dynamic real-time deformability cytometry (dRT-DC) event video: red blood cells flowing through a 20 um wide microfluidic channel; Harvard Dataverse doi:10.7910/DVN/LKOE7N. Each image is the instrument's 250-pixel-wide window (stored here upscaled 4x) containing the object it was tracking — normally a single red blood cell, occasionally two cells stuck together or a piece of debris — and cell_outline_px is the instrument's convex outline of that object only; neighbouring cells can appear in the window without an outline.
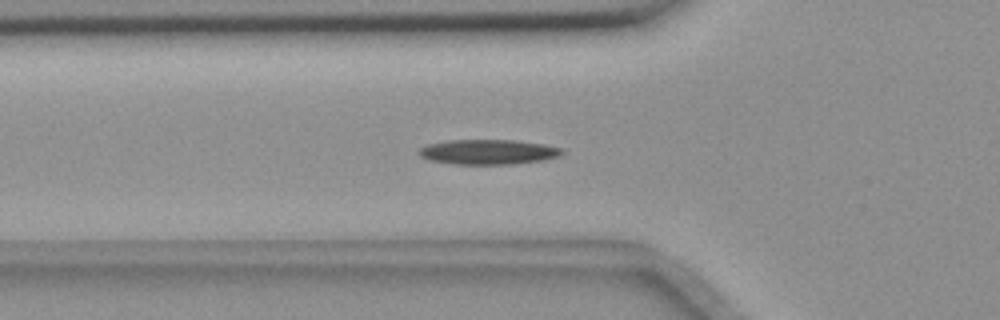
{"species": "common noctule bat (a hibernating species)", "species_latin": "Nyctalus noctula", "temperature_condition": "room temperature", "stored_images_in_passage": 42, "segment_of_instrument_passage": [1, 2], "camera_frame_rate_fps": 3000, "um_per_image_px": 0.085, "animal": {"sex": "female", "body_mass_g": 18.4}, "frame": {"image": 1, "passage_image": 4, "time_ms": 1.0, "image_size_px": [1000, 320], "cell_outline_px": [[564, 152], [560, 156], [544, 160], [512, 164], [452, 164], [428, 160], [420, 156], [416, 152], [420, 148], [428, 144], [448, 140], [516, 140], [544, 144], [564, 148]], "centroid_in_image_um": [41.5, 12.91], "position_along_channel_um": 84.3, "area_um2": 21.04}}
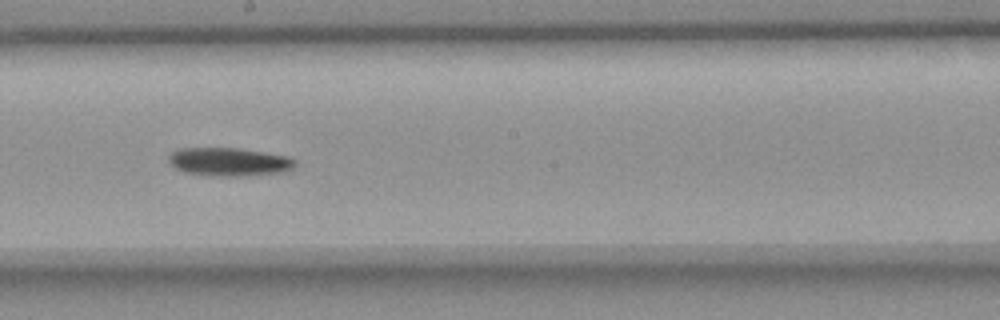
{"frame": {"image": 2, "passage_image": 16, "time_ms": 5.0, "image_size_px": [1000, 320], "cell_outline_px": [[296, 164], [292, 168], [280, 172], [240, 176], [208, 176], [184, 172], [176, 168], [168, 160], [168, 156], [172, 152], [180, 148], [236, 148], [264, 152], [288, 156], [296, 160]], "centroid_in_image_um": [19.45, 13.75], "position_along_channel_um": 228.8, "area_um2": 20.81}}
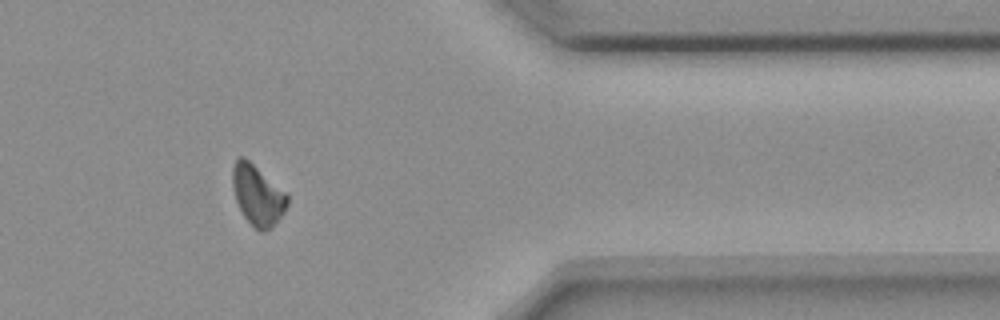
{"frame": {"image": 3, "passage_image": 31, "time_ms": 10.0, "image_size_px": [1000, 320], "cell_outline_px": [[288, 204], [284, 212], [264, 232], [260, 232], [244, 216], [236, 200], [232, 188], [232, 168], [236, 160], [240, 156], [244, 156], [288, 192]], "centroid_in_image_um": [21.9, 16.53], "position_along_channel_um": 389.5, "area_um2": 19.19}}